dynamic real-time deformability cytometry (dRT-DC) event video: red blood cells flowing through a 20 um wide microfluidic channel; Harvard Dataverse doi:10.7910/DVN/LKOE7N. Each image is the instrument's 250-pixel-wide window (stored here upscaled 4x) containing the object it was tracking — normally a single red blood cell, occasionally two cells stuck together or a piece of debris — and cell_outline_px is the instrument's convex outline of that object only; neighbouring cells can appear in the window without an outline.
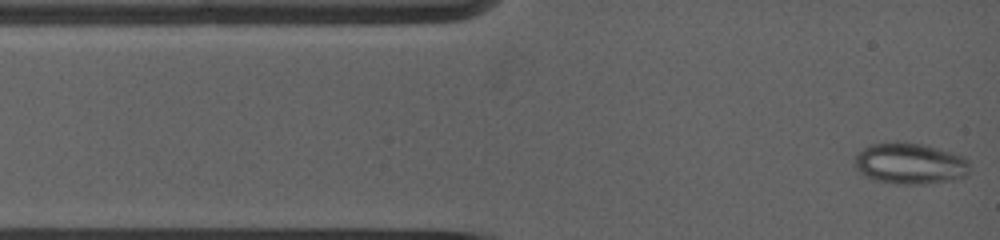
{"species": "common noctule bat (a hibernating species)", "species_latin": "Nyctalus noctula", "temperature_condition": "warm", "stored_images_in_passage": 98, "camera_frame_rate_fps": 5000, "um_per_image_px": 0.085, "animal": {"sex": "female", "body_mass_g": 19.0, "forearm_length_mm": 53.3}, "frame": {"image": 1, "passage_image": 1, "time_ms": 0.0, "image_size_px": [1000, 240], "cell_outline_px": [[968, 172], [964, 176], [952, 180], [924, 184], [900, 184], [860, 176], [852, 160], [864, 148], [872, 144], [896, 140], [924, 144], [952, 152], [964, 156], [968, 160]], "centroid_in_image_um": [77.32, 13.88], "position_along_channel_um": 7.7, "area_um2": 27.92}}
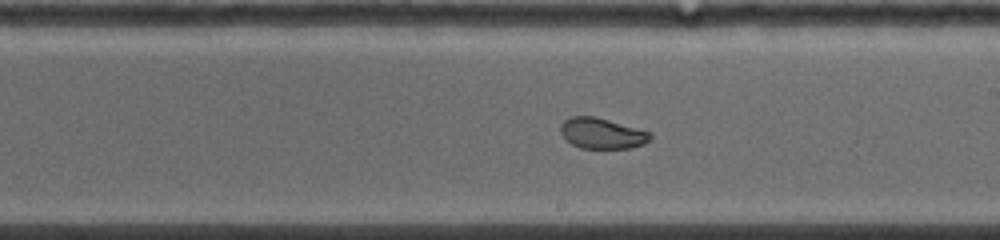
{"frame": {"image": 2, "passage_image": 47, "time_ms": 7.0, "image_size_px": [1000, 240], "cell_outline_px": [[652, 136], [644, 144], [628, 148], [580, 148], [572, 144], [560, 132], [560, 124], [564, 120], [572, 116], [592, 116], [608, 120], [652, 132]], "centroid_in_image_um": [51.16, 11.33], "position_along_channel_um": 237.8, "area_um2": 15.9}}
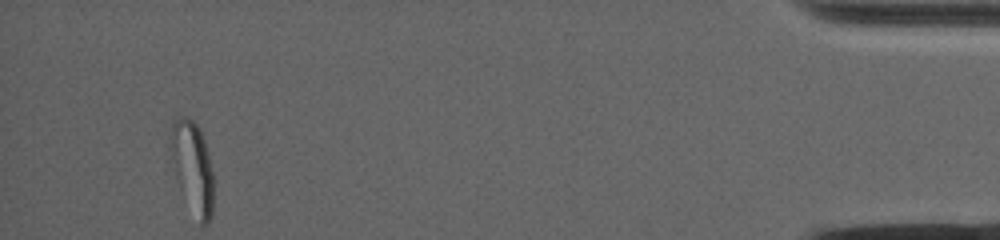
{"frame": {"image": 3, "passage_image": 98, "time_ms": 14.2, "image_size_px": [1000, 240], "cell_outline_px": [[212, 216], [208, 224], [200, 224], [172, 128], [176, 120], [180, 116], [184, 116], [192, 120], [196, 124], [200, 132], [208, 156], [212, 172]], "centroid_in_image_um": [16.61, 14.11], "position_along_channel_um": 418.6, "area_um2": 17.46}, "authors_computed_cell_mechanics": {"area_um2": 19.363, "velocity_mm_per_s": 3.9354, "shape_relaxation_time_tau1_ms": null, "shape_relaxation_time_tau2_ms": 1.0361, "deformation_change_tau1": null, "deformation_change_tau2": 0.0471}}